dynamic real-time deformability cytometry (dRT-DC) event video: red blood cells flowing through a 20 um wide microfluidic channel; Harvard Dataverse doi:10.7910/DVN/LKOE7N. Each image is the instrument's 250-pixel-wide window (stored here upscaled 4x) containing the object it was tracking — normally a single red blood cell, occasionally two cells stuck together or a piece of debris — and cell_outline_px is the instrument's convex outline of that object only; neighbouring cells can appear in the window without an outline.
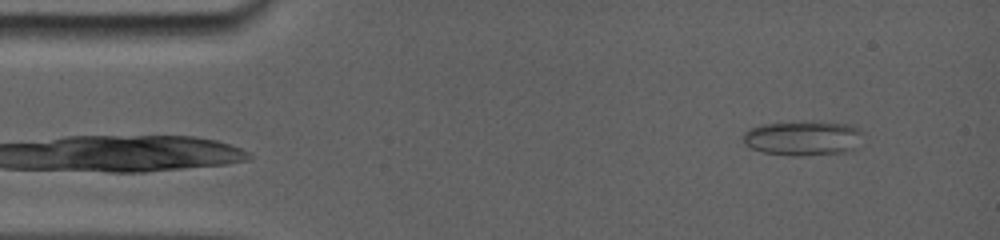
{"species": "common noctule bat (a hibernating species)", "species_latin": "Nyctalus noctula", "temperature_condition": "room temperature", "stored_images_in_passage": 33, "camera_frame_rate_fps": 5000, "um_per_image_px": 0.085, "animal": {"sex": "female", "body_mass_g": 19.0, "forearm_length_mm": 56.7}, "frame": {"image": 1, "passage_image": 3, "time_ms": 1.2, "image_size_px": [1000, 240], "cell_outline_px": [[856, 132], [828, 152], [768, 152], [756, 148], [744, 136], [752, 128], [764, 124], [844, 124], [852, 128]], "centroid_in_image_um": [67.88, 11.66], "position_along_channel_um": 17.1, "area_um2": 18.67}}
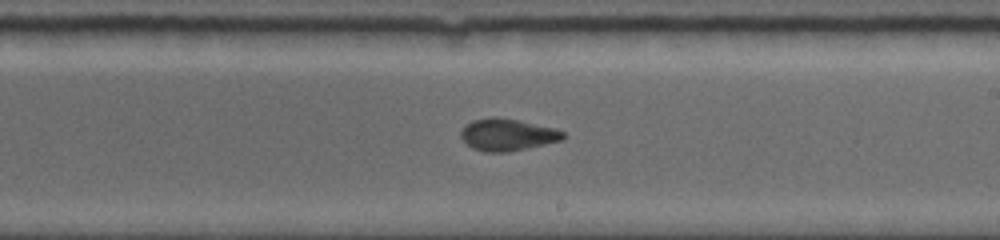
{"frame": {"image": 2, "passage_image": 18, "time_ms": 9.2, "image_size_px": [1000, 240], "cell_outline_px": [[568, 136], [564, 140], [508, 152], [484, 152], [472, 148], [460, 136], [460, 132], [472, 120], [492, 116], [496, 116], [556, 128], [564, 132]], "centroid_in_image_um": [43.17, 11.45], "position_along_channel_um": 245.8, "area_um2": 19.13}}
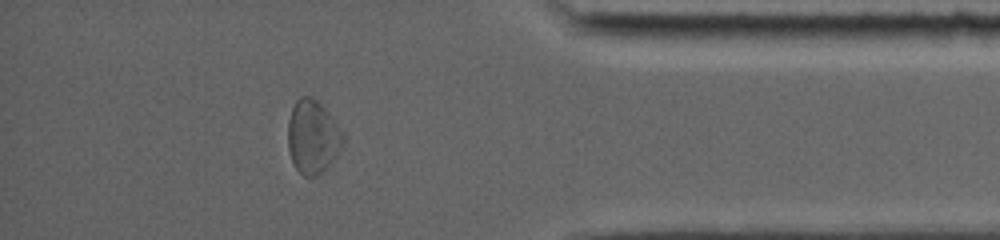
{"frame": {"image": 3, "passage_image": 29, "time_ms": 13.8, "image_size_px": [1000, 240], "cell_outline_px": [[344, 140], [336, 156], [316, 176], [304, 176], [296, 168], [292, 160], [288, 148], [288, 120], [292, 108], [296, 100], [300, 96], [312, 96], [328, 112], [344, 132]], "centroid_in_image_um": [26.57, 11.59], "position_along_channel_um": 408.6, "area_um2": 23.35}, "authors_computed_cell_mechanics": {"area_um2": 18.9584, "velocity_mm_per_s": 3.8757, "shape_relaxation_time_tau1_ms": null, "shape_relaxation_time_tau2_ms": 1.396, "deformation_change_tau1": null, "deformation_change_tau2": 0.0758}}